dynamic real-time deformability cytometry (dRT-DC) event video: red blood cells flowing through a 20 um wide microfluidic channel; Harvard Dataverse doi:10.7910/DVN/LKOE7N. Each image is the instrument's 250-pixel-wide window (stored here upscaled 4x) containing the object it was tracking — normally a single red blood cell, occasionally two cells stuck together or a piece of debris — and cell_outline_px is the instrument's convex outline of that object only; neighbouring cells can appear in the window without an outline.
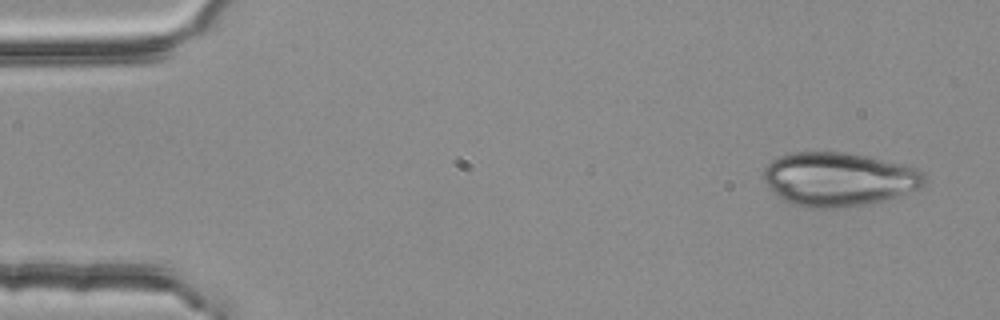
{"species": "common noctule bat (a hibernating species)", "species_latin": "Nyctalus noctula", "temperature_condition": "room temperature", "stored_images_in_passage": 5, "camera_frame_rate_fps": 3000, "um_per_image_px": 0.085, "animal": {"sex": "female", "body_mass_g": 25.1}, "frame": {"image": 1, "passage_image": 1, "time_ms": 0.0, "image_size_px": [1000, 320], "cell_outline_px": [[924, 184], [920, 188], [884, 200], [868, 204], [844, 208], [812, 208], [792, 204], [776, 196], [768, 188], [764, 180], [764, 168], [772, 160], [780, 156], [792, 152], [848, 152], [916, 168], [924, 172]], "centroid_in_image_um": [71.24, 15.24], "position_along_channel_um": 13.8, "area_um2": 50.4}}